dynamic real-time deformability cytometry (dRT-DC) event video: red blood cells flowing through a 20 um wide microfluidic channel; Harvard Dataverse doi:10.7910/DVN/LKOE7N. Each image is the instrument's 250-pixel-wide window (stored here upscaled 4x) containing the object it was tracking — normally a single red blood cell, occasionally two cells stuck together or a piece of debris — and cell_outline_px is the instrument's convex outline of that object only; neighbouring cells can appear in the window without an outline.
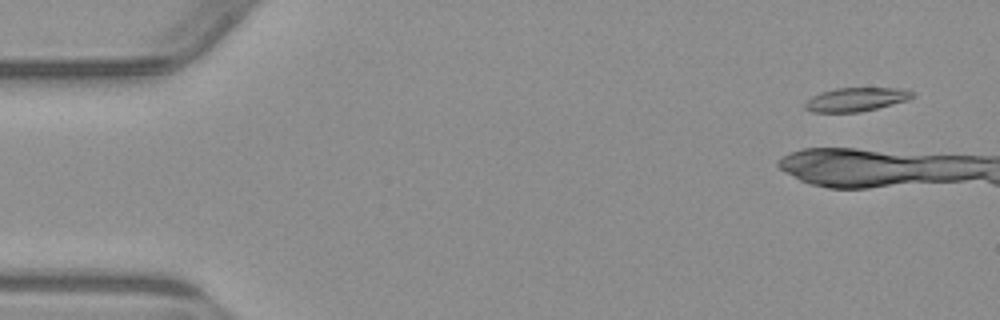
{"species": "common noctule bat (a hibernating species)", "species_latin": "Nyctalus noctula", "temperature_condition": "warm", "stored_images_in_passage": 3, "camera_frame_rate_fps": 3000, "um_per_image_px": 0.085, "animal": {"sex": "male", "body_mass_g": 23.1, "forearm_length_mm": 52.7}, "frame": {"image": 1, "passage_image": 1, "time_ms": 0.0, "image_size_px": [1000, 320], "cell_outline_px": [[916, 96], [908, 100], [860, 112], [812, 112], [804, 108], [804, 104], [812, 96], [820, 92], [836, 88], [900, 88], [912, 92]], "centroid_in_image_um": [72.75, 8.45], "position_along_channel_um": 12.2, "area_um2": 14.8}}